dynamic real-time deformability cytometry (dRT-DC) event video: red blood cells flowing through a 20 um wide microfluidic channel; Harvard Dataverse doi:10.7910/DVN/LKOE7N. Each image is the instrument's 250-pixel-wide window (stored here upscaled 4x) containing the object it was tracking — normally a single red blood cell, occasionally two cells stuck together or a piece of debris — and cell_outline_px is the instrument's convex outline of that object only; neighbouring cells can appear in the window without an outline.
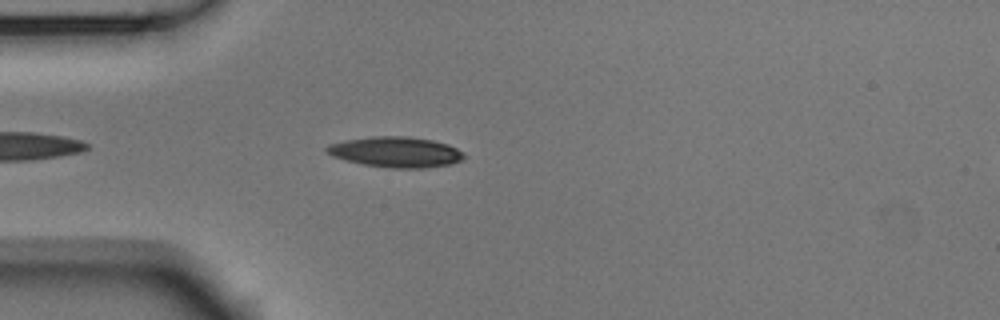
{"species": "Egyptian fruit bat (a non-hibernating species)", "species_latin": "Rousettus aegyptiacus", "temperature_condition": "room temperature", "stored_images_in_passage": 22, "camera_frame_rate_fps": 3000, "um_per_image_px": 0.085, "animal": {"sex": "male"}, "frame": {"image": 1, "passage_image": 5, "time_ms": 1.333, "image_size_px": [1000, 320], "cell_outline_px": [[464, 156], [460, 160], [448, 164], [424, 168], [384, 168], [364, 164], [332, 156], [324, 148], [328, 144], [348, 140], [372, 136], [408, 136], [432, 140], [448, 144], [464, 152]], "centroid_in_image_um": [33.64, 12.92], "position_along_channel_um": 51.4, "area_um2": 24.22}}
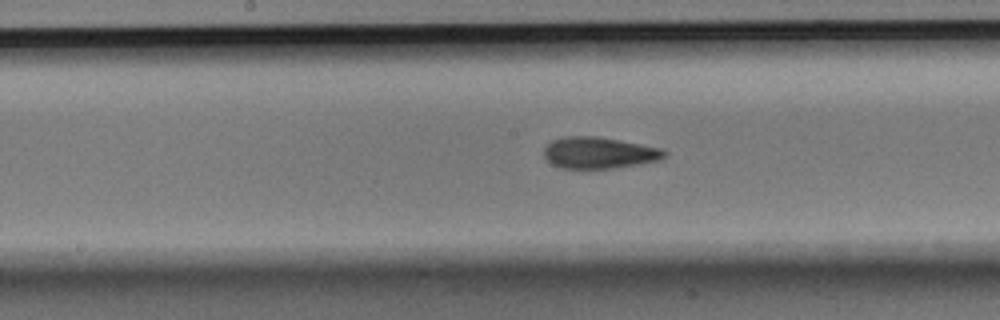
{"frame": {"image": 2, "passage_image": 14, "time_ms": 4.333, "image_size_px": [1000, 320], "cell_outline_px": [[668, 152], [660, 160], [640, 164], [616, 168], [560, 168], [552, 164], [544, 156], [544, 148], [552, 140], [564, 136], [596, 136], [664, 148]], "centroid_in_image_um": [50.94, 12.98], "position_along_channel_um": 197.3, "area_um2": 22.2}}
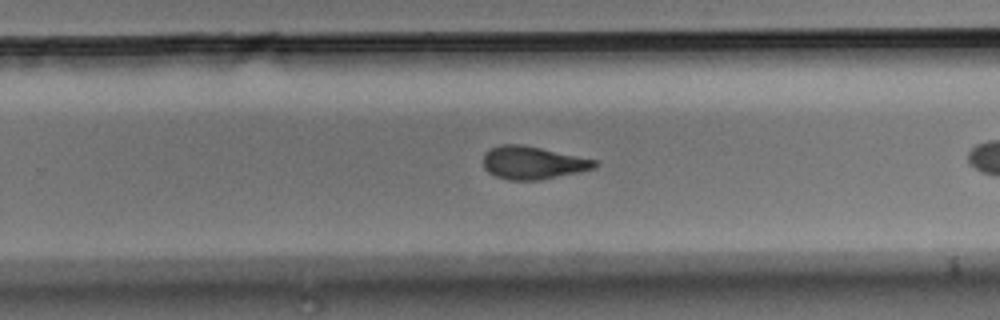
{"frame": {"image": 3, "passage_image": 21, "time_ms": 6.667, "image_size_px": [1000, 320], "cell_outline_px": [[596, 168], [580, 172], [540, 180], [508, 180], [496, 176], [488, 172], [484, 168], [484, 152], [500, 144], [520, 144], [540, 148], [596, 160]], "centroid_in_image_um": [45.27, 13.84], "position_along_channel_um": 284.5, "area_um2": 21.21}}